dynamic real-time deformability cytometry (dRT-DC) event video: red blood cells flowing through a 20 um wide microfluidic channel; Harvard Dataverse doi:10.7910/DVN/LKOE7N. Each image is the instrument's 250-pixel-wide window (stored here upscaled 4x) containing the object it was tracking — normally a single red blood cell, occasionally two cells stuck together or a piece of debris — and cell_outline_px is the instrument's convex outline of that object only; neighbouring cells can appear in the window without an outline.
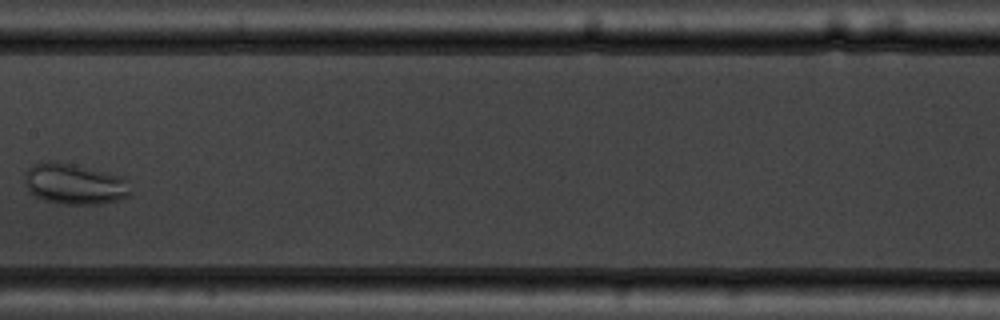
{"species": "common noctule bat (a hibernating species)", "species_latin": "Nyctalus noctula", "temperature_condition": "warm", "stored_images_in_passage": 7, "camera_frame_rate_fps": 3000, "um_per_image_px": 0.085, "animal": {"sex": "male", "body_mass_g": 19.5, "forearm_length_mm": 54.6}, "frame": {"image": 1, "passage_image": 5, "time_ms": 4.667, "image_size_px": [1000, 320], "cell_outline_px": [[128, 196], [120, 200], [104, 204], [64, 204], [44, 200], [28, 192], [24, 184], [24, 176], [28, 168], [32, 164], [48, 160], [72, 164], [120, 176], [128, 180]], "centroid_in_image_um": [6.28, 15.64], "position_along_channel_um": 201.1, "area_um2": 25.2}}